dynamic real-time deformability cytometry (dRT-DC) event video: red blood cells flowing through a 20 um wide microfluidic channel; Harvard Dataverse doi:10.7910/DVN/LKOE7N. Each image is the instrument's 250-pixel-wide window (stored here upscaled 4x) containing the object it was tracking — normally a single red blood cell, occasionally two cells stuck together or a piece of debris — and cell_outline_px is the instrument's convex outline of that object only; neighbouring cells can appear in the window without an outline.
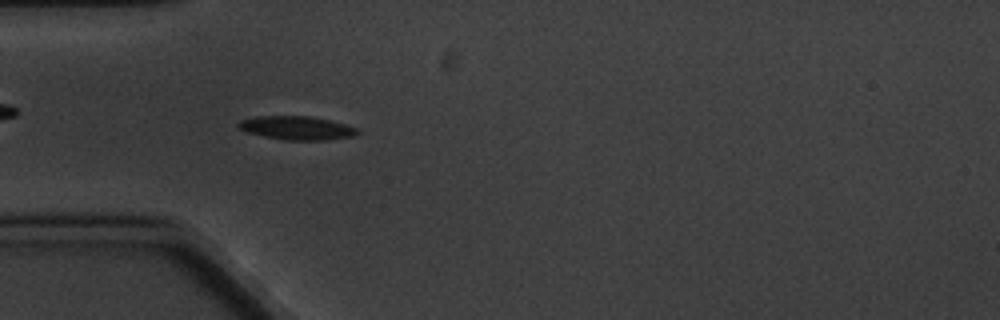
{"species": "common noctule bat (a hibernating species)", "species_latin": "Nyctalus noctula", "temperature_condition": "cold", "stored_images_in_passage": 3, "camera_frame_rate_fps": 3000, "um_per_image_px": 0.085, "animal": {"sex": "male", "body_mass_g": 20.1, "forearm_length_mm": 53.5}, "frame": {"image": 1, "passage_image": 2, "time_ms": 1.333, "image_size_px": [1000, 320], "cell_outline_px": [[360, 132], [352, 136], [324, 140], [288, 140], [264, 136], [248, 132], [236, 128], [236, 124], [240, 120], [256, 116], [308, 116], [328, 120], [344, 124], [356, 128]], "centroid_in_image_um": [25.16, 10.87], "position_along_channel_um": 59.8, "area_um2": 16.18}}